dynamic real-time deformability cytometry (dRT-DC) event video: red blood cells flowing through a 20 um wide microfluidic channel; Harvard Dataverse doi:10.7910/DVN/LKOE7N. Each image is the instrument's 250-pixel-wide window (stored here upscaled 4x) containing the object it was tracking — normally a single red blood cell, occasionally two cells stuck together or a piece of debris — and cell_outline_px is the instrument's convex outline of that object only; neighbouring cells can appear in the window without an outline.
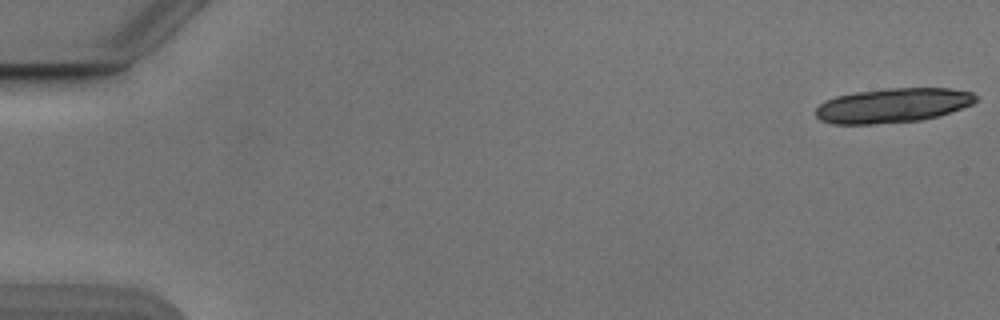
{"species": "Egyptian fruit bat (a non-hibernating species)", "species_latin": "Rousettus aegyptiacus", "temperature_condition": "cold", "stored_images_in_passage": 6, "camera_frame_rate_fps": 3000, "um_per_image_px": 0.085, "animal": {"sex": "male"}, "frame": {"image": 1, "passage_image": 1, "time_ms": 0.0, "image_size_px": [1000, 320], "cell_outline_px": [[980, 96], [972, 104], [936, 116], [920, 120], [872, 124], [832, 124], [820, 120], [816, 116], [816, 108], [824, 100], [836, 96], [856, 92], [884, 88], [948, 88], [972, 92]], "centroid_in_image_um": [75.85, 8.95], "position_along_channel_um": 9.1, "area_um2": 32.14}}